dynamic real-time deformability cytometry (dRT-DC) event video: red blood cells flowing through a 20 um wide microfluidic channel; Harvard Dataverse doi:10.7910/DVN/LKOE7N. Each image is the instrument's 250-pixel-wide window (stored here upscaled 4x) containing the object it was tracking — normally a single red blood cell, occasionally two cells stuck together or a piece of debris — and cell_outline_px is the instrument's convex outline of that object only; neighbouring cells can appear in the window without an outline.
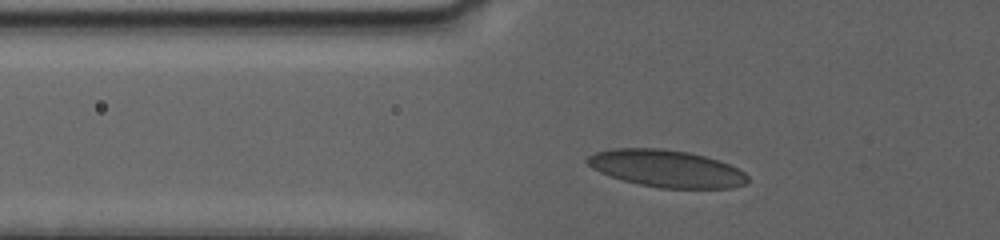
{"species": "human", "species_latin": "Homo sapiens", "temperature_condition": "warm", "stored_images_in_passage": 46, "camera_frame_rate_fps": 3000, "um_per_image_px": 0.085, "donor": {"sex": "female"}, "frame": {"image": 1, "passage_image": 2, "time_ms": 0.333, "image_size_px": [1000, 240], "cell_outline_px": [[748, 180], [744, 184], [732, 188], [660, 188], [640, 184], [624, 180], [600, 172], [592, 168], [584, 160], [588, 156], [596, 152], [612, 148], [660, 148], [688, 152], [704, 156], [728, 164], [744, 172], [748, 176]], "centroid_in_image_um": [56.63, 14.32], "position_along_channel_um": 69.2, "area_um2": 34.45}}
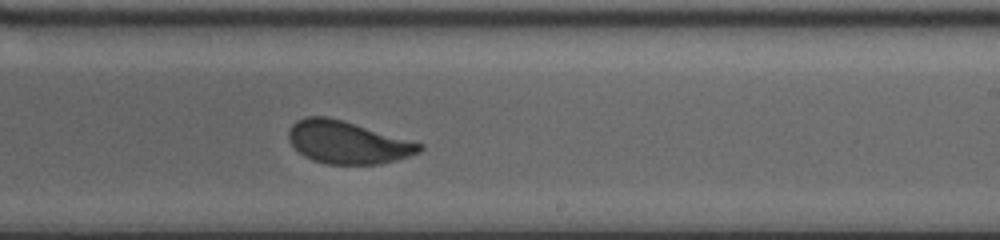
{"frame": {"image": 2, "passage_image": 24, "time_ms": 6.667, "image_size_px": [1000, 240], "cell_outline_px": [[424, 148], [420, 152], [396, 160], [380, 164], [328, 164], [312, 160], [304, 156], [288, 140], [288, 132], [292, 124], [296, 120], [308, 116], [328, 116], [344, 120], [424, 144]], "centroid_in_image_um": [29.54, 12.09], "position_along_channel_um": 259.5, "area_um2": 32.54}}
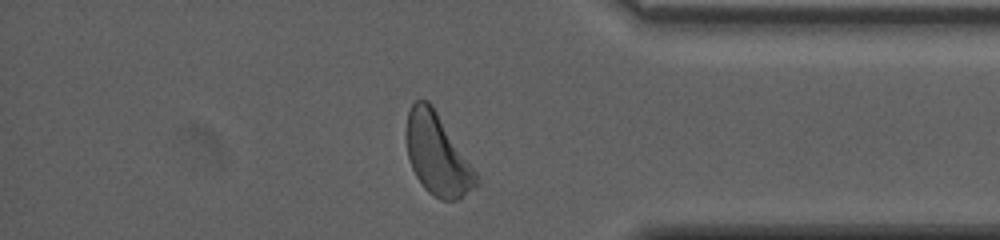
{"frame": {"image": 3, "passage_image": 42, "time_ms": 11.333, "image_size_px": [1000, 240], "cell_outline_px": [[480, 184], [456, 200], [440, 200], [428, 192], [424, 188], [416, 176], [412, 168], [408, 156], [404, 132], [408, 112], [412, 104], [416, 100], [428, 100], [432, 104], [476, 172], [480, 180]], "centroid_in_image_um": [37.15, 13.13], "position_along_channel_um": 398.1, "area_um2": 33.06}, "authors_computed_cell_mechanics": {"area_um2": 32.9171, "velocity_mm_per_s": 3.1647, "shape_relaxation_time_tau1_ms": 4.7347, "shape_relaxation_time_tau2_ms": 0.7488, "deformation_change_tau1": 0.1307, "deformation_change_tau2": 0.0759}}